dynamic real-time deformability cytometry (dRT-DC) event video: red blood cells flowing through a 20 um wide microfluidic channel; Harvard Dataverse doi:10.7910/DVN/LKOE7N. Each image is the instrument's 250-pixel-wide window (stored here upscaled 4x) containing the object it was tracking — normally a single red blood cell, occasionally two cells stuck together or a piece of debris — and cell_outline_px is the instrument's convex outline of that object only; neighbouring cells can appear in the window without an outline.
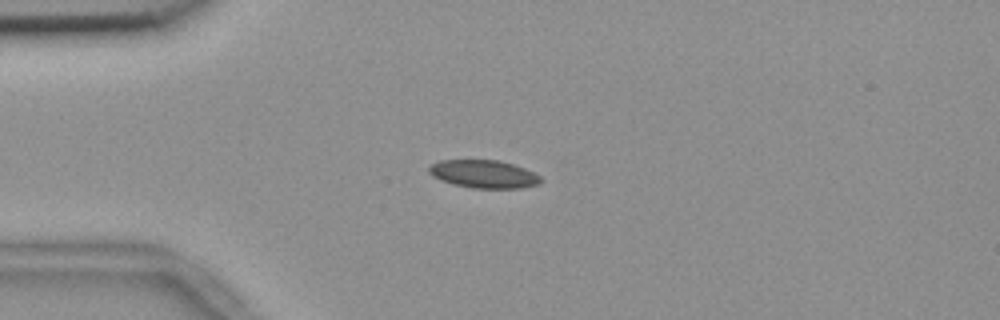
{"species": "common noctule bat (a hibernating species)", "species_latin": "Nyctalus noctula", "temperature_condition": "room temperature", "stored_images_in_passage": 42, "camera_frame_rate_fps": 3000, "um_per_image_px": 0.085, "animal": {"sex": "female", "body_mass_g": 18.4}, "frame": {"image": 1, "passage_image": 1, "time_ms": 0.0, "image_size_px": [1000, 320], "cell_outline_px": [[544, 180], [540, 184], [520, 188], [472, 188], [452, 184], [440, 180], [432, 176], [428, 172], [428, 164], [440, 160], [500, 160], [524, 168], [540, 176]], "centroid_in_image_um": [41.09, 14.79], "position_along_channel_um": 43.9, "area_um2": 18.44}}
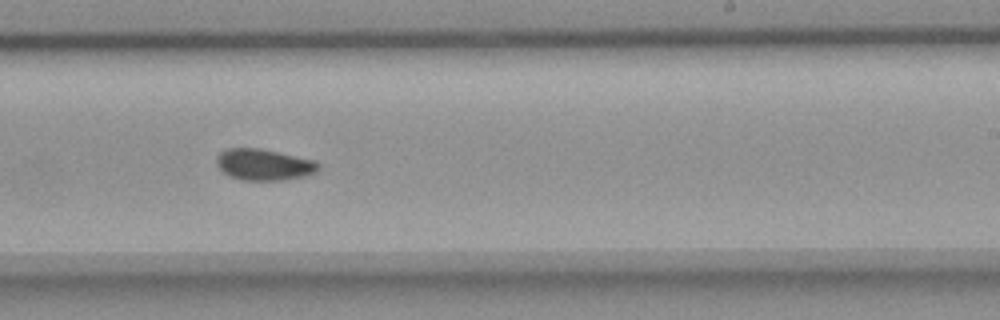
{"frame": {"image": 2, "passage_image": 21, "time_ms": 6.667, "image_size_px": [1000, 320], "cell_outline_px": [[320, 168], [316, 172], [304, 176], [280, 180], [244, 180], [228, 176], [216, 164], [216, 156], [224, 148], [260, 148], [316, 160], [320, 164]], "centroid_in_image_um": [22.43, 13.98], "position_along_channel_um": 266.6, "area_um2": 18.73}}
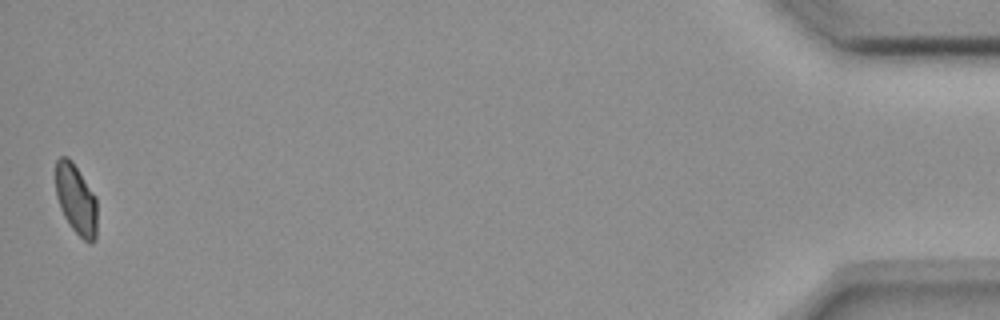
{"frame": {"image": 3, "passage_image": 42, "time_ms": 13.667, "image_size_px": [1000, 320], "cell_outline_px": [[96, 240], [92, 244], [88, 244], [72, 228], [64, 216], [60, 208], [56, 196], [56, 160], [60, 156], [68, 156], [72, 160], [96, 196]], "centroid_in_image_um": [6.47, 16.94], "position_along_channel_um": 428.7, "area_um2": 17.11}, "authors_computed_cell_mechanics": {"area_um2": 18.3515, "velocity_mm_per_s": 3.6496, "shape_relaxation_time_tau1_ms": 3.9752, "shape_relaxation_time_tau2_ms": 2.0844, "deformation_change_tau1": 0.1035, "deformation_change_tau2": 0.0621}}